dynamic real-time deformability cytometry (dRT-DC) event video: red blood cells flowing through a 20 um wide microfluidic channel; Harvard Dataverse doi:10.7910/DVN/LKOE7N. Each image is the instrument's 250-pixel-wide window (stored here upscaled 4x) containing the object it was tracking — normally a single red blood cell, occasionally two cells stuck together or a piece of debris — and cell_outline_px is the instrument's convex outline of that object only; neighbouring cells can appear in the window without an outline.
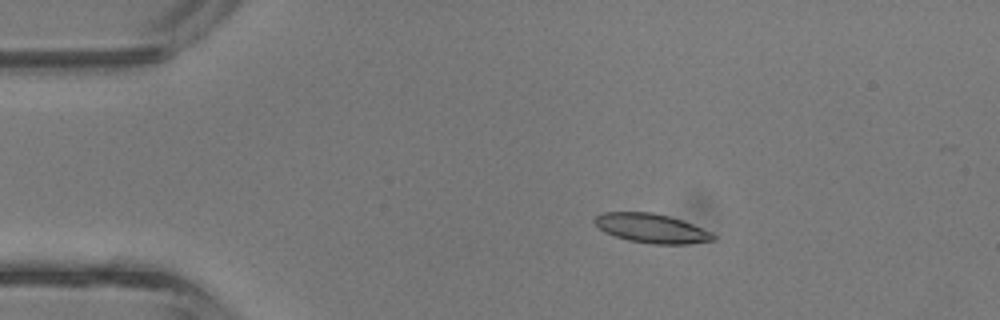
{"species": "common noctule bat (a hibernating species)", "species_latin": "Nyctalus noctula", "temperature_condition": "room temperature", "stored_images_in_passage": 34, "camera_frame_rate_fps": 3000, "um_per_image_px": 0.085, "animal": {"sex": "male", "body_mass_g": 13.3}, "frame": {"image": 1, "passage_image": 5, "time_ms": 1.333, "image_size_px": [1000, 320], "cell_outline_px": [[716, 240], [688, 244], [652, 244], [628, 240], [604, 232], [592, 220], [596, 216], [604, 212], [652, 212], [668, 216], [692, 224], [712, 232], [716, 236]], "centroid_in_image_um": [55.39, 19.41], "position_along_channel_um": 29.6, "area_um2": 20.11}}
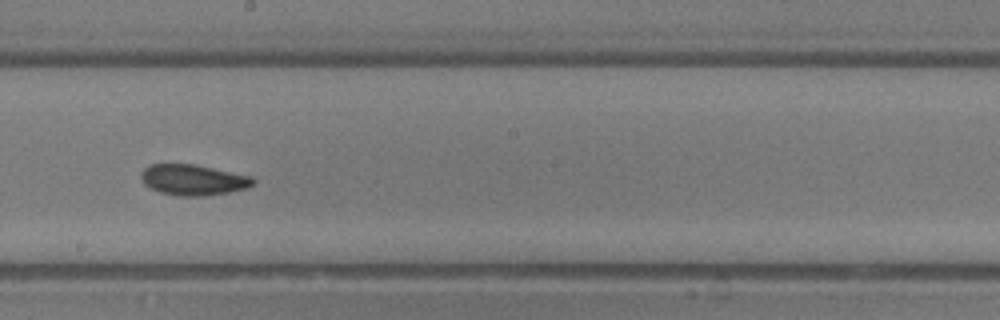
{"frame": {"image": 2, "passage_image": 21, "time_ms": 6.667, "image_size_px": [1000, 320], "cell_outline_px": [[256, 184], [248, 188], [228, 192], [204, 196], [180, 196], [160, 192], [144, 184], [140, 176], [140, 172], [144, 168], [152, 164], [196, 164], [252, 176], [256, 180]], "centroid_in_image_um": [16.46, 15.28], "position_along_channel_um": 231.7, "area_um2": 20.23}}
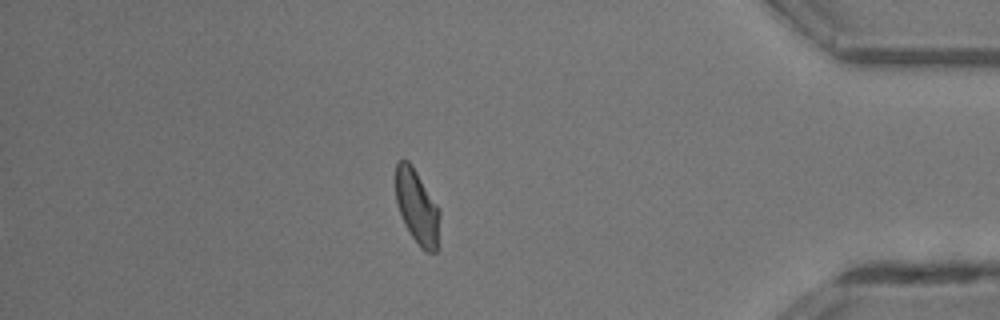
{"frame": {"image": 3, "passage_image": 34, "time_ms": 11.0, "image_size_px": [1000, 320], "cell_outline_px": [[440, 216], [436, 252], [424, 252], [420, 248], [404, 224], [396, 200], [396, 164], [400, 160], [408, 160], [440, 208]], "centroid_in_image_um": [35.46, 17.61], "position_along_channel_um": 399.7, "area_um2": 18.9}, "authors_computed_cell_mechanics": {"area_um2": 19.8832, "velocity_mm_per_s": 4.8203, "shape_relaxation_time_tau1_ms": 6.6567, "shape_relaxation_time_tau2_ms": 2.0982, "deformation_change_tau1": 0.1606, "deformation_change_tau2": 0.0795}}